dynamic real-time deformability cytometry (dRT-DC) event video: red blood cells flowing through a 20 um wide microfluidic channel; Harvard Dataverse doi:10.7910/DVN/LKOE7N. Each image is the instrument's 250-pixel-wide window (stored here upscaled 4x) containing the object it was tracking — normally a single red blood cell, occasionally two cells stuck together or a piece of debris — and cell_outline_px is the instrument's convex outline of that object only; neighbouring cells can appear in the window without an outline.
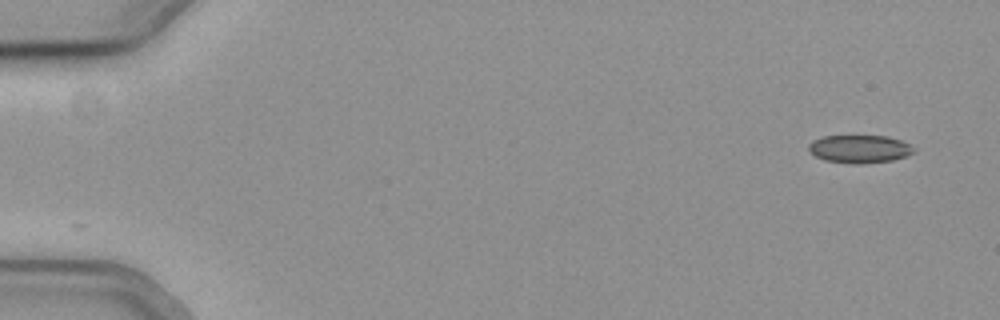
{"species": "common noctule bat (a hibernating species)", "species_latin": "Nyctalus noctula", "temperature_condition": "cold", "stored_images_in_passage": 6, "camera_frame_rate_fps": 3000, "um_per_image_px": 0.085, "animal": {"sex": "female", "body_mass_g": 19.3, "forearm_length_mm": 54.1}, "frame": {"image": 1, "passage_image": 1, "time_ms": 0.0, "image_size_px": [1000, 320], "cell_outline_px": [[916, 152], [908, 156], [892, 160], [864, 164], [852, 164], [824, 160], [816, 156], [808, 148], [808, 144], [812, 140], [824, 136], [888, 136], [900, 140], [916, 148]], "centroid_in_image_um": [73.09, 12.67], "position_along_channel_um": 11.9, "area_um2": 17.28}}